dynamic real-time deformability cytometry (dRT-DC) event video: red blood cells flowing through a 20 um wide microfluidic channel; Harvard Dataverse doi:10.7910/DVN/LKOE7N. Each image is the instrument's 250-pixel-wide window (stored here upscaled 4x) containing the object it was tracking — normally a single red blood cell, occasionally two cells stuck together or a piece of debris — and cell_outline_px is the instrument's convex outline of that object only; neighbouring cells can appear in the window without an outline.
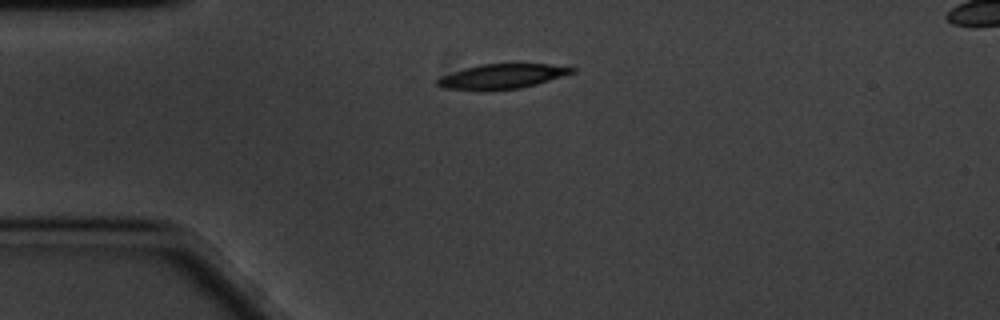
{"species": "common noctule bat (a hibernating species)", "species_latin": "Nyctalus noctula", "temperature_condition": "cold", "stored_images_in_passage": 39, "camera_frame_rate_fps": 3000, "um_per_image_px": 0.085, "animal": {"sex": "male", "body_mass_g": 20.1, "forearm_length_mm": 53.5}, "frame": {"image": 1, "passage_image": 1, "time_ms": 0.0, "image_size_px": [1000, 320], "cell_outline_px": [[576, 72], [536, 84], [520, 88], [440, 88], [436, 84], [436, 80], [440, 76], [464, 68], [480, 64], [548, 64], [576, 68]], "centroid_in_image_um": [42.7, 6.45], "position_along_channel_um": 42.3, "area_um2": 18.67}}
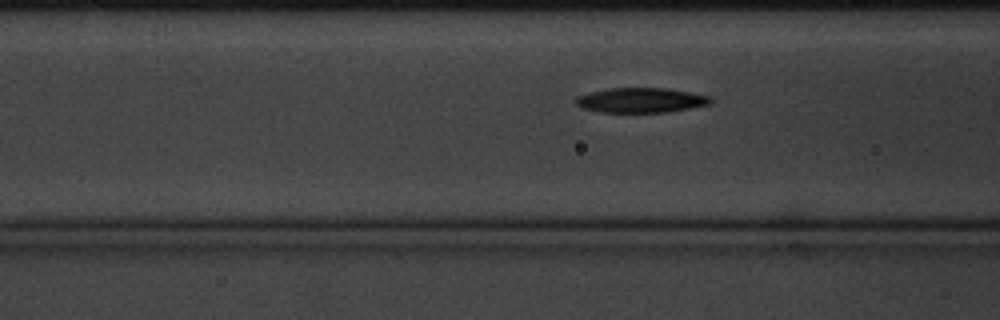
{"frame": {"image": 2, "passage_image": 9, "time_ms": 2.667, "image_size_px": [1000, 320], "cell_outline_px": [[712, 100], [708, 104], [668, 112], [600, 112], [584, 108], [576, 104], [576, 96], [588, 92], [608, 88], [664, 88], [688, 92], [708, 96]], "centroid_in_image_um": [54.41, 8.51], "position_along_channel_um": 112.2, "area_um2": 19.25}}
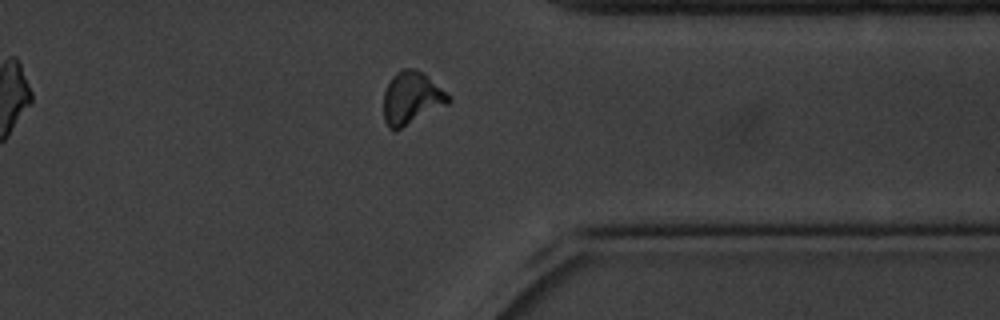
{"frame": {"image": 3, "passage_image": 33, "time_ms": 10.667, "image_size_px": [1000, 320], "cell_outline_px": [[452, 100], [448, 104], [400, 128], [388, 128], [384, 120], [384, 92], [392, 76], [396, 72], [404, 68], [416, 68], [452, 96]], "centroid_in_image_um": [34.99, 8.31], "position_along_channel_um": 376.4, "area_um2": 19.59}, "authors_computed_cell_mechanics": {"area_um2": 19.5942, "velocity_mm_per_s": 3.3729, "shape_relaxation_time_tau1_ms": 3.7267, "shape_relaxation_time_tau2_ms": 8.2231, "deformation_change_tau1": 0.1379, "deformation_change_tau2": 0.1669}}